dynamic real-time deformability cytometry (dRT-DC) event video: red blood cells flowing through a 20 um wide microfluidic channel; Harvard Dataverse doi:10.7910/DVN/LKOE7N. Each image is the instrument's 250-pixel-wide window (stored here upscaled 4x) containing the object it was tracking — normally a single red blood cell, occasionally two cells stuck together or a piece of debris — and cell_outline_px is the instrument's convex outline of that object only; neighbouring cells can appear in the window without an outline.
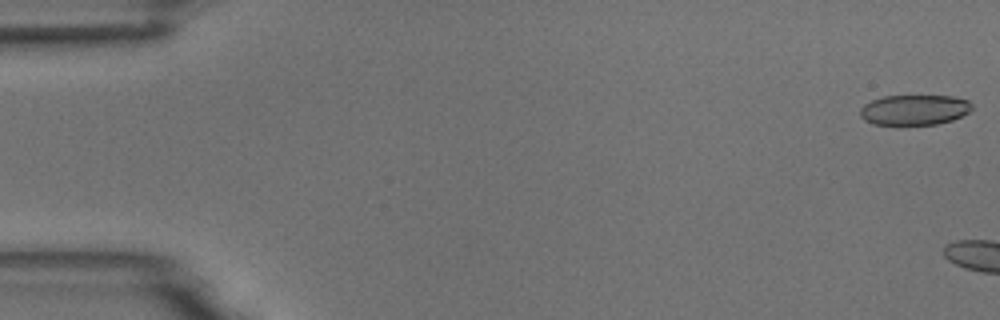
{"species": "common noctule bat (a hibernating species)", "species_latin": "Nyctalus noctula", "temperature_condition": "room temperature", "stored_images_in_passage": 5, "camera_frame_rate_fps": 3000, "um_per_image_px": 0.085, "animal": {"sex": "male", "body_mass_g": 18.8}, "frame": {"image": 1, "passage_image": 1, "time_ms": 0.0, "image_size_px": [1000, 320], "cell_outline_px": [[972, 108], [968, 112], [952, 120], [936, 124], [872, 124], [864, 120], [860, 116], [860, 108], [864, 104], [872, 100], [884, 96], [952, 96], [968, 100], [972, 104]], "centroid_in_image_um": [77.7, 9.33], "position_along_channel_um": 7.3, "area_um2": 19.59}}